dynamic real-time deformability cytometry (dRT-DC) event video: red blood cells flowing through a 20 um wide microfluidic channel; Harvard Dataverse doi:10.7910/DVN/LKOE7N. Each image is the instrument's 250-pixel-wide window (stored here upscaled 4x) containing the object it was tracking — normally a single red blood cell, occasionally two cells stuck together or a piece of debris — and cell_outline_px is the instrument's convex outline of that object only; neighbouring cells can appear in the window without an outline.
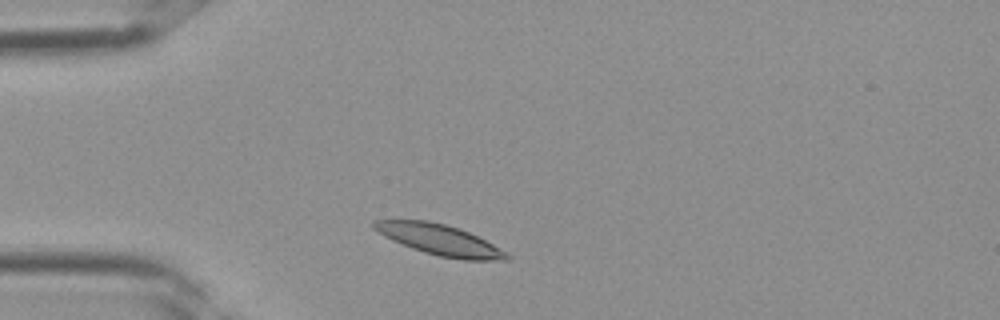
{"species": "Egyptian fruit bat (a non-hibernating species)", "species_latin": "Rousettus aegyptiacus", "temperature_condition": "room temperature", "stored_images_in_passage": 25, "camera_frame_rate_fps": 3000, "um_per_image_px": 0.085, "frame": {"image": 1, "passage_image": 3, "time_ms": 0.667, "image_size_px": [1000, 320], "cell_outline_px": [[512, 260], [464, 260], [440, 256], [424, 252], [412, 248], [392, 240], [384, 236], [372, 228], [372, 220], [428, 220], [460, 228], [508, 252], [512, 256]], "centroid_in_image_um": [37.38, 20.38], "position_along_channel_um": 47.6, "area_um2": 23.7}}
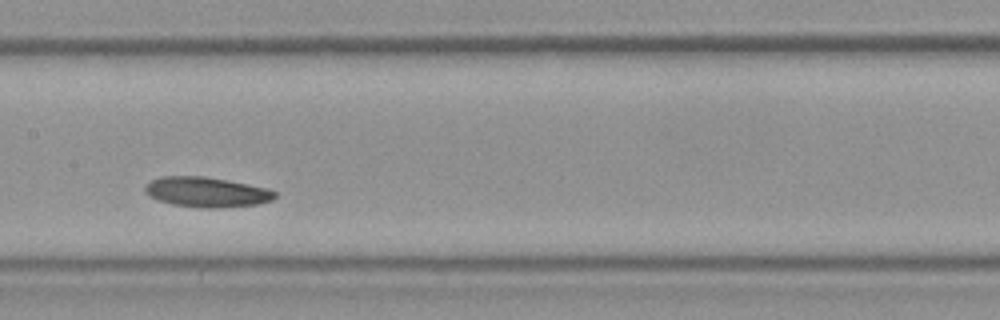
{"frame": {"image": 2, "passage_image": 12, "time_ms": 3.667, "image_size_px": [1000, 320], "cell_outline_px": [[276, 196], [272, 200], [256, 204], [224, 208], [200, 208], [172, 204], [156, 200], [148, 196], [144, 192], [144, 184], [160, 176], [204, 176], [248, 184], [268, 188], [276, 192]], "centroid_in_image_um": [17.51, 16.33], "position_along_channel_um": 189.9, "area_um2": 23.0}}
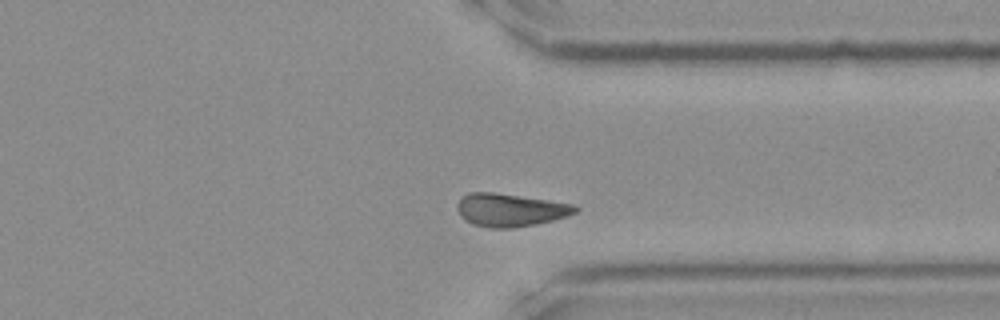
{"frame": {"image": 3, "passage_image": 22, "time_ms": 7.0, "image_size_px": [1000, 320], "cell_outline_px": [[580, 208], [576, 212], [568, 216], [536, 224], [516, 228], [488, 228], [472, 224], [464, 220], [460, 216], [456, 208], [456, 204], [460, 196], [468, 192], [492, 192], [576, 204]], "centroid_in_image_um": [43.34, 17.85], "position_along_channel_um": 368.1, "area_um2": 23.06}}